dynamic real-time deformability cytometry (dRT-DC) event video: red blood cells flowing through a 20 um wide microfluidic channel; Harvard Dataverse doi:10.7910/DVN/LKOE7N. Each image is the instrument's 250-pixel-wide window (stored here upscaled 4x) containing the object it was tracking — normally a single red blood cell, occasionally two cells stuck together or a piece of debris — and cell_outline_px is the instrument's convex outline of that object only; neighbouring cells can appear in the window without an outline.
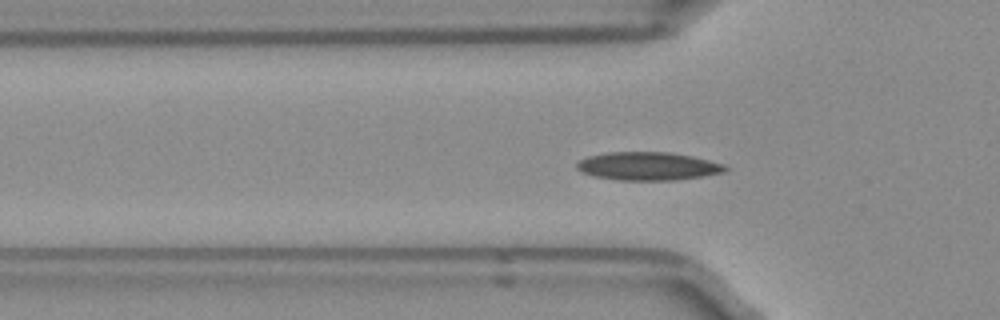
{"species": "Egyptian fruit bat (a non-hibernating species)", "species_latin": "Rousettus aegyptiacus", "temperature_condition": "room temperature", "stored_images_in_passage": 39, "camera_frame_rate_fps": 3000, "um_per_image_px": 0.085, "frame": {"image": 1, "passage_image": 3, "time_ms": 0.667, "image_size_px": [1000, 320], "cell_outline_px": [[728, 168], [724, 172], [704, 176], [676, 180], [620, 180], [592, 176], [576, 168], [576, 164], [580, 160], [588, 156], [608, 152], [672, 152], [692, 156], [724, 164]], "centroid_in_image_um": [55.09, 14.12], "position_along_channel_um": 70.7, "area_um2": 24.39}}
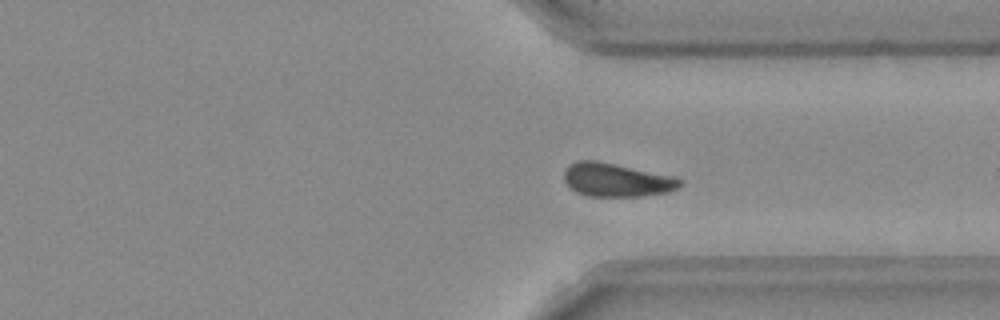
{"frame": {"image": 2, "passage_image": 25, "time_ms": 8.0, "image_size_px": [1000, 320], "cell_outline_px": [[684, 180], [676, 188], [668, 192], [640, 196], [588, 196], [576, 192], [564, 180], [564, 172], [568, 164], [576, 160], [596, 160], [672, 176]], "centroid_in_image_um": [52.36, 15.29], "position_along_channel_um": 359.0, "area_um2": 22.43}}
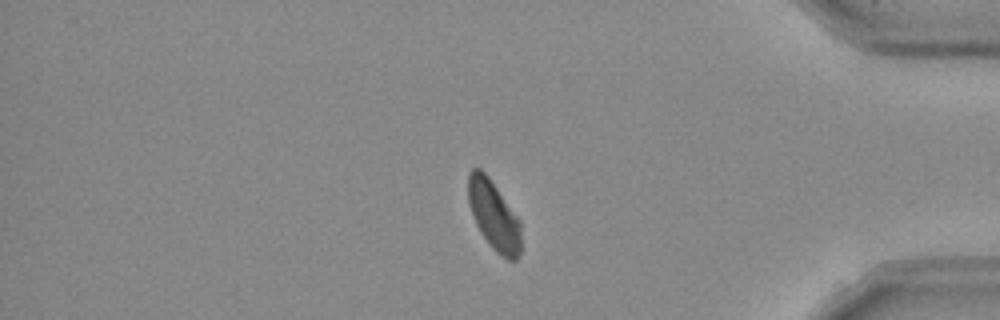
{"frame": {"image": 3, "passage_image": 30, "time_ms": 9.667, "image_size_px": [1000, 320], "cell_outline_px": [[520, 252], [516, 260], [508, 260], [496, 252], [488, 244], [480, 232], [476, 224], [468, 200], [468, 172], [472, 168], [480, 168], [488, 176], [520, 220]], "centroid_in_image_um": [41.96, 18.31], "position_along_channel_um": 393.2, "area_um2": 21.21}, "authors_computed_cell_mechanics": {"area_um2": 22.4264, "velocity_mm_per_s": 3.9275, "shape_relaxation_time_tau1_ms": 4.9176, "shape_relaxation_time_tau2_ms": null, "deformation_change_tau1": 0.116, "deformation_change_tau2": null}}